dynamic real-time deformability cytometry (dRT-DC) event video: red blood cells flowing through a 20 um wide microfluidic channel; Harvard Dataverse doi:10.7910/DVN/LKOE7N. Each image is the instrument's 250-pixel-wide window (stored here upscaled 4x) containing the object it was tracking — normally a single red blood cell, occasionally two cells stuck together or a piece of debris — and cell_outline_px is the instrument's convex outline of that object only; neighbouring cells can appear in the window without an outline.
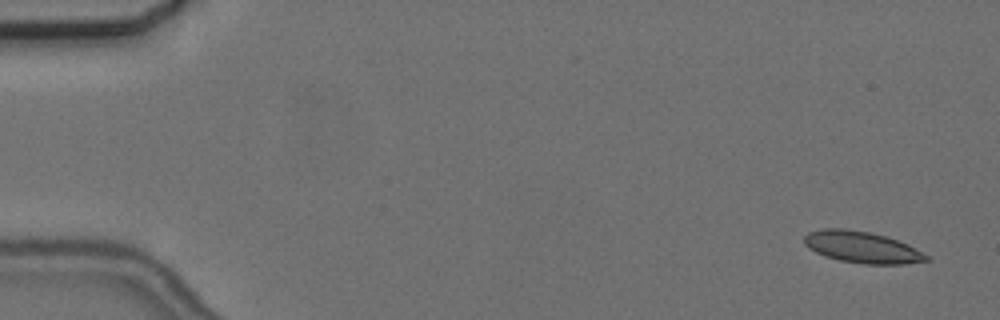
{"species": "common noctule bat (a hibernating species)", "species_latin": "Nyctalus noctula", "temperature_condition": "cold", "stored_images_in_passage": 5, "camera_frame_rate_fps": 3000, "um_per_image_px": 0.085, "animal": {"sex": "female", "body_mass_g": 24.6, "forearm_length_mm": 56.2}, "frame": {"image": 1, "passage_image": 1, "time_ms": 0.0, "image_size_px": [1000, 320], "cell_outline_px": [[932, 260], [904, 264], [864, 264], [840, 260], [824, 256], [808, 248], [804, 244], [804, 236], [808, 232], [824, 228], [844, 228], [868, 232], [888, 236], [928, 256]], "centroid_in_image_um": [73.21, 21.01], "position_along_channel_um": 11.8, "area_um2": 22.25}}
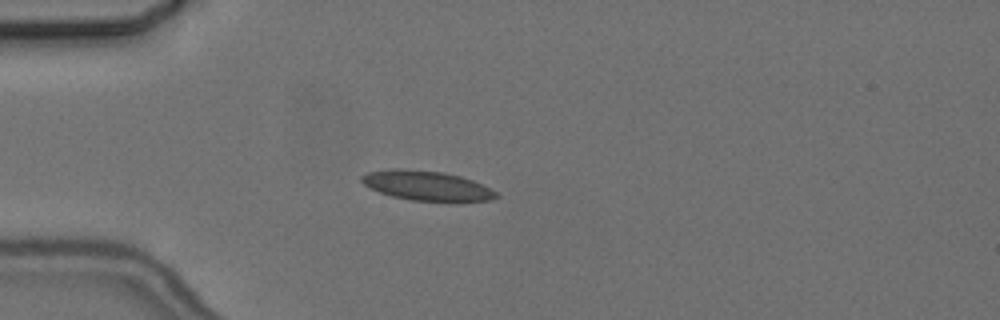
{"frame": {"image": 2, "passage_image": 4, "time_ms": 4.333, "image_size_px": [1000, 320], "cell_outline_px": [[500, 196], [492, 200], [448, 204], [412, 200], [392, 196], [380, 192], [364, 184], [360, 180], [360, 176], [368, 172], [392, 168], [400, 168], [444, 172], [460, 176], [472, 180], [496, 192]], "centroid_in_image_um": [36.32, 15.82], "position_along_channel_um": 48.7, "area_um2": 23.93}}